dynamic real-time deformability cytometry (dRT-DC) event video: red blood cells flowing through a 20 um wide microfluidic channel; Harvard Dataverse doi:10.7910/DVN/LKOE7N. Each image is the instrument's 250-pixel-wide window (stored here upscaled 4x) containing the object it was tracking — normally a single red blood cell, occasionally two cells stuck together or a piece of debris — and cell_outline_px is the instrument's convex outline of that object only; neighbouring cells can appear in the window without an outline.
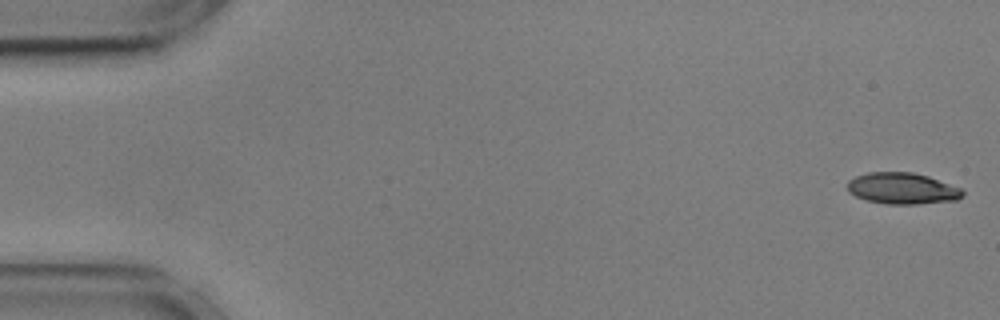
{"species": "common noctule bat (a hibernating species)", "species_latin": "Nyctalus noctula", "temperature_condition": "cold", "stored_images_in_passage": 47, "camera_frame_rate_fps": 3000, "um_per_image_px": 0.085, "animal": {"sex": "male", "body_mass_g": 17.9, "forearm_length_mm": 54.2}, "frame": {"image": 1, "passage_image": 1, "time_ms": 0.0, "image_size_px": [1000, 320], "cell_outline_px": [[964, 196], [956, 200], [916, 204], [888, 204], [868, 200], [856, 196], [848, 192], [848, 180], [856, 176], [868, 172], [912, 172], [928, 176], [960, 188], [964, 192]], "centroid_in_image_um": [76.69, 16.01], "position_along_channel_um": 8.3, "area_um2": 20.92}}
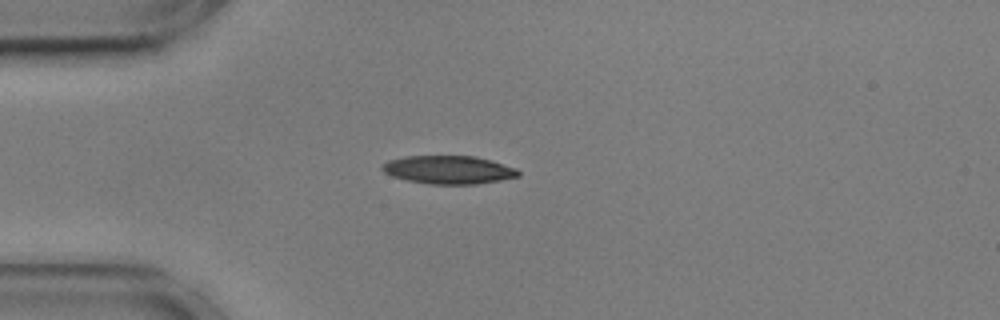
{"frame": {"image": 2, "passage_image": 14, "time_ms": 4.333, "image_size_px": [1000, 320], "cell_outline_px": [[520, 176], [500, 180], [476, 184], [428, 184], [408, 180], [392, 176], [384, 172], [380, 168], [388, 160], [404, 156], [476, 156], [492, 160], [516, 168], [520, 172]], "centroid_in_image_um": [38.14, 14.43], "position_along_channel_um": 46.9, "area_um2": 22.43}}
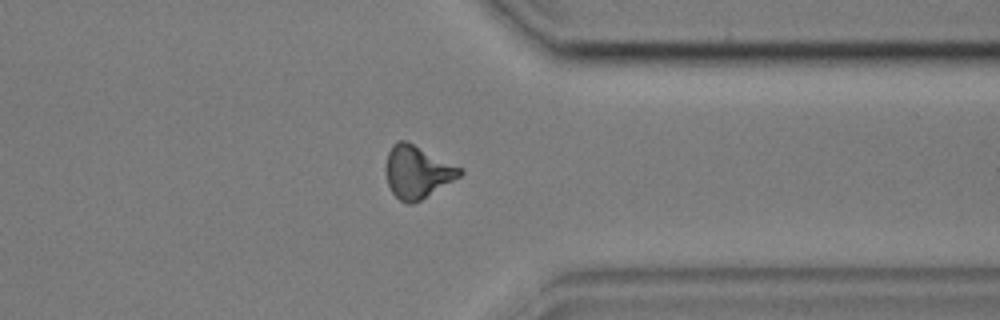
{"frame": {"image": 3, "passage_image": 43, "time_ms": 14.0, "image_size_px": [1000, 320], "cell_outline_px": [[464, 172], [460, 176], [420, 200], [412, 204], [404, 204], [392, 192], [388, 184], [384, 168], [388, 152], [392, 144], [400, 140], [404, 140], [464, 168]], "centroid_in_image_um": [35.45, 14.61], "position_along_channel_um": 375.9, "area_um2": 22.6}, "authors_computed_cell_mechanics": {"area_um2": 22.1374, "velocity_mm_per_s": 3.5988, "shape_relaxation_time_tau1_ms": 4.4478, "shape_relaxation_time_tau2_ms": 3.6194, "deformation_change_tau1": 0.1397, "deformation_change_tau2": 0.1126}}